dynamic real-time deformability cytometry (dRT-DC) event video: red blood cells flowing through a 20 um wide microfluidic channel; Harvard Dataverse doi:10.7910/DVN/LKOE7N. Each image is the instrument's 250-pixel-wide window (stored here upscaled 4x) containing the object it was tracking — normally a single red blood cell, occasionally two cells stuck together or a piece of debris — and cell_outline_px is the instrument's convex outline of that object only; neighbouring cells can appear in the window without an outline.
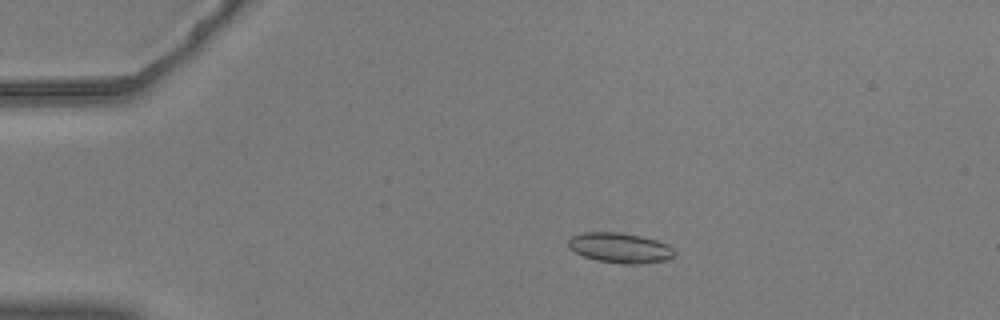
{"species": "common noctule bat (a hibernating species)", "species_latin": "Nyctalus noctula", "temperature_condition": "warm", "stored_images_in_passage": 54, "camera_frame_rate_fps": 3000, "um_per_image_px": 0.085, "animal": {"sex": "male", "body_mass_g": 20.5, "forearm_length_mm": 52.5}, "frame": {"image": 1, "passage_image": 10, "time_ms": 3.0, "image_size_px": [1000, 320], "cell_outline_px": [[676, 256], [668, 260], [640, 264], [624, 264], [596, 260], [584, 256], [568, 248], [568, 240], [572, 236], [584, 232], [620, 232], [640, 236], [656, 240], [668, 244], [676, 252]], "centroid_in_image_um": [52.73, 21.07], "position_along_channel_um": 32.3, "area_um2": 18.79}}
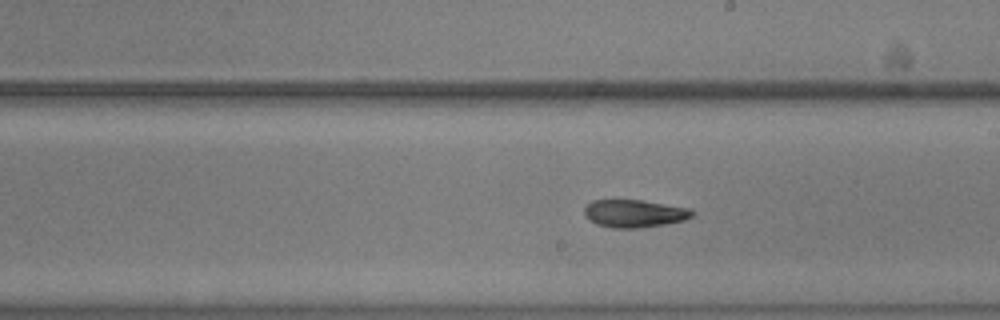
{"frame": {"image": 2, "passage_image": 31, "time_ms": 10.0, "image_size_px": [1000, 320], "cell_outline_px": [[696, 212], [692, 216], [684, 220], [664, 224], [640, 228], [612, 228], [596, 224], [588, 220], [584, 212], [584, 208], [592, 200], [640, 200], [692, 208]], "centroid_in_image_um": [53.93, 18.15], "position_along_channel_um": 235.1, "area_um2": 17.51}}
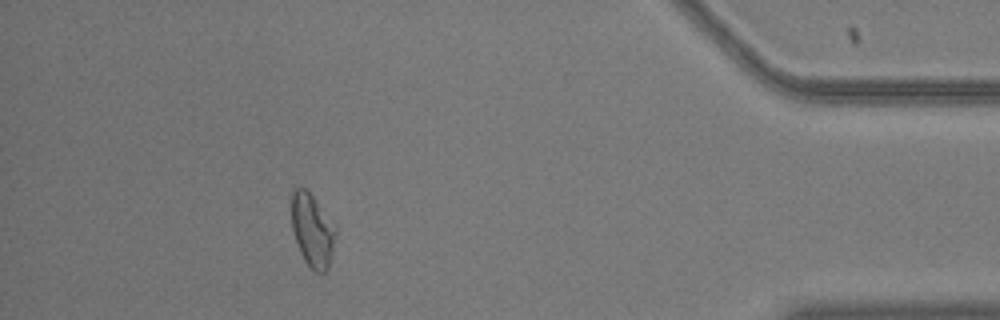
{"frame": {"image": 3, "passage_image": 49, "time_ms": 16.0, "image_size_px": [1000, 320], "cell_outline_px": [[336, 232], [332, 252], [328, 268], [324, 272], [316, 272], [304, 260], [300, 252], [292, 228], [292, 188], [300, 184], [312, 196], [336, 224]], "centroid_in_image_um": [26.55, 19.53], "position_along_channel_um": 408.6, "area_um2": 18.73}, "authors_computed_cell_mechanics": {"area_um2": 18.1492, "velocity_mm_per_s": 3.6814, "shape_relaxation_time_tau1_ms": null, "shape_relaxation_time_tau2_ms": 4.5345, "deformation_change_tau1": null, "deformation_change_tau2": 0.1183}}